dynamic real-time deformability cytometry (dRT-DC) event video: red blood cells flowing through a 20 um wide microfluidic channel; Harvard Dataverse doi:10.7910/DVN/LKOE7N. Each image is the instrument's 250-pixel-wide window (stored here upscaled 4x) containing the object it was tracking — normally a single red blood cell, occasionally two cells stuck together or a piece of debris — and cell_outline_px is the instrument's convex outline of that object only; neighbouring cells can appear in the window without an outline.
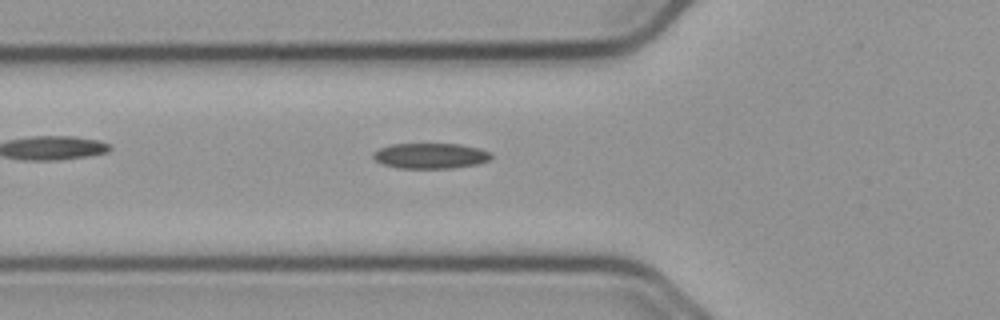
{"species": "common noctule bat (a hibernating species)", "species_latin": "Nyctalus noctula", "temperature_condition": "cold", "stored_images_in_passage": 36, "camera_frame_rate_fps": 3000, "um_per_image_px": 0.085, "animal": {"sex": "male", "body_mass_g": 23.1, "forearm_length_mm": 52.7}, "frame": {"image": 1, "passage_image": 4, "time_ms": 1.0, "image_size_px": [1000, 320], "cell_outline_px": [[492, 156], [488, 160], [476, 164], [452, 168], [400, 168], [380, 164], [372, 156], [372, 152], [380, 148], [392, 144], [460, 144], [476, 148], [488, 152]], "centroid_in_image_um": [36.52, 13.25], "position_along_channel_um": 89.3, "area_um2": 17.34}}
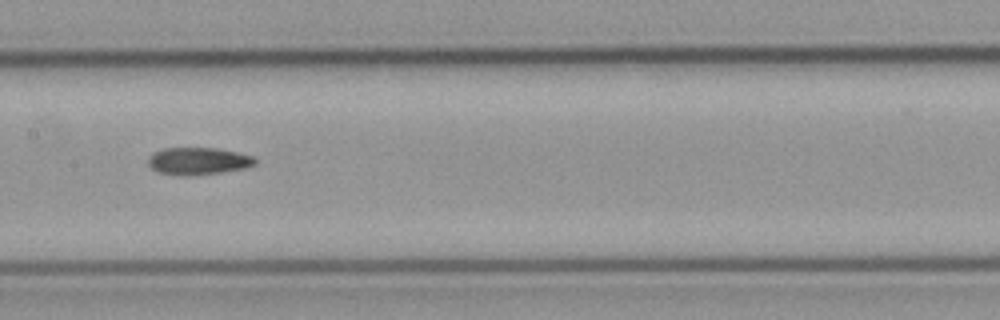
{"frame": {"image": 2, "passage_image": 12, "time_ms": 3.667, "image_size_px": [1000, 320], "cell_outline_px": [[256, 164], [244, 168], [220, 172], [192, 176], [180, 176], [156, 172], [148, 164], [148, 156], [152, 152], [164, 148], [216, 148], [236, 152], [252, 156], [256, 160]], "centroid_in_image_um": [16.79, 13.69], "position_along_channel_um": 190.6, "area_um2": 17.11}}
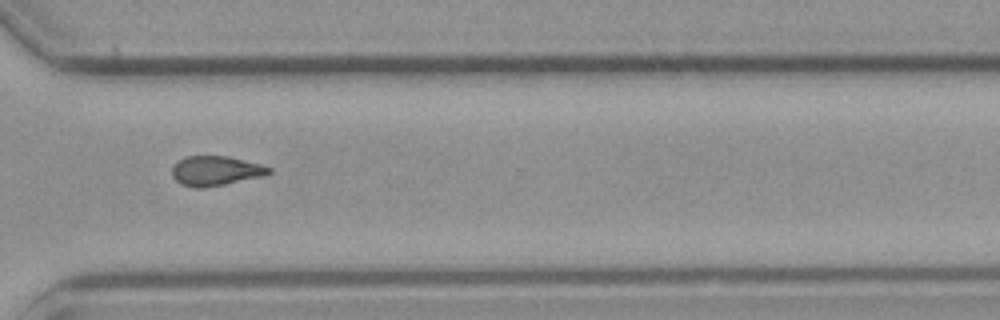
{"frame": {"image": 3, "passage_image": 25, "time_ms": 8.0, "image_size_px": [1000, 320], "cell_outline_px": [[272, 172], [260, 176], [224, 184], [204, 188], [196, 188], [180, 184], [172, 176], [172, 168], [180, 160], [188, 156], [228, 156], [260, 164], [272, 168]], "centroid_in_image_um": [18.31, 14.52], "position_along_channel_um": 352.3, "area_um2": 16.47}}